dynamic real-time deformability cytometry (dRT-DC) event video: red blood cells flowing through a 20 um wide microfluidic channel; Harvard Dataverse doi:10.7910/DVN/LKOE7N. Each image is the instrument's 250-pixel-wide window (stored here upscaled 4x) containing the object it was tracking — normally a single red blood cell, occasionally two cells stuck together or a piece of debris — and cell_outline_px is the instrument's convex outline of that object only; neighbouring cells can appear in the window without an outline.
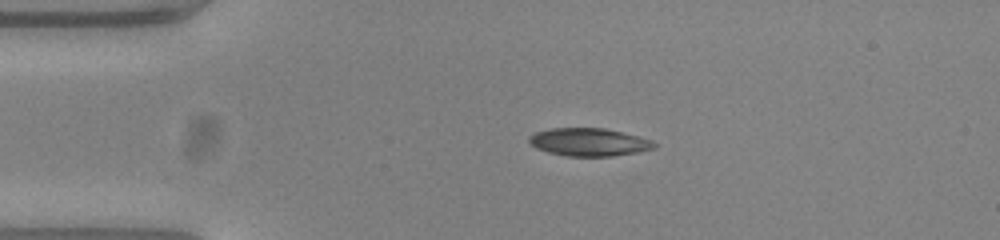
{"species": "common noctule bat (a hibernating species)", "species_latin": "Nyctalus noctula", "temperature_condition": "warm", "stored_images_in_passage": 44, "camera_frame_rate_fps": 3000, "um_per_image_px": 0.085, "animal": {"sex": "female", "body_mass_g": 23.0, "forearm_length_mm": 53.4}, "frame": {"image": 1, "passage_image": 1, "time_ms": 0.0, "image_size_px": [1000, 240], "cell_outline_px": [[656, 148], [636, 152], [612, 156], [564, 156], [548, 152], [536, 148], [528, 144], [528, 136], [536, 132], [552, 128], [604, 128], [652, 140], [656, 144]], "centroid_in_image_um": [50.01, 12.08], "position_along_channel_um": 35.0, "area_um2": 20.29}}
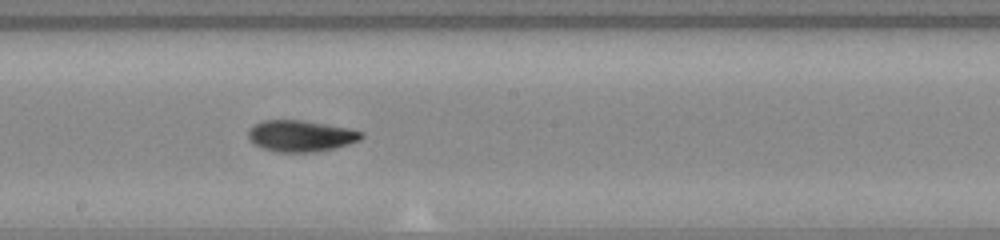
{"frame": {"image": 2, "passage_image": 19, "time_ms": 6.0, "image_size_px": [1000, 240], "cell_outline_px": [[364, 136], [360, 140], [348, 144], [316, 152], [276, 152], [264, 148], [256, 144], [248, 136], [248, 128], [252, 124], [264, 120], [304, 120], [348, 128], [364, 132]], "centroid_in_image_um": [25.57, 11.54], "position_along_channel_um": 222.6, "area_um2": 20.63}}
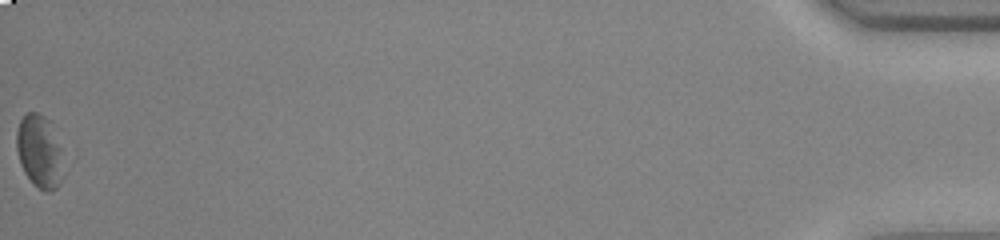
{"frame": {"image": 3, "passage_image": 44, "time_ms": 14.333, "image_size_px": [1000, 240], "cell_outline_px": [[60, 184], [56, 188], [48, 192], [44, 192], [32, 184], [24, 172], [20, 164], [16, 148], [16, 132], [20, 120], [28, 112], [36, 112], [44, 116], [48, 120], [60, 148]], "centroid_in_image_um": [3.29, 12.89], "position_along_channel_um": 431.9, "area_um2": 19.42}, "authors_computed_cell_mechanics": {"area_um2": 20.3745, "velocity_mm_per_s": 3.7541, "shape_relaxation_time_tau1_ms": 4.5176, "shape_relaxation_time_tau2_ms": 7.4038, "deformation_change_tau1": 0.143, "deformation_change_tau2": 0.1393}}